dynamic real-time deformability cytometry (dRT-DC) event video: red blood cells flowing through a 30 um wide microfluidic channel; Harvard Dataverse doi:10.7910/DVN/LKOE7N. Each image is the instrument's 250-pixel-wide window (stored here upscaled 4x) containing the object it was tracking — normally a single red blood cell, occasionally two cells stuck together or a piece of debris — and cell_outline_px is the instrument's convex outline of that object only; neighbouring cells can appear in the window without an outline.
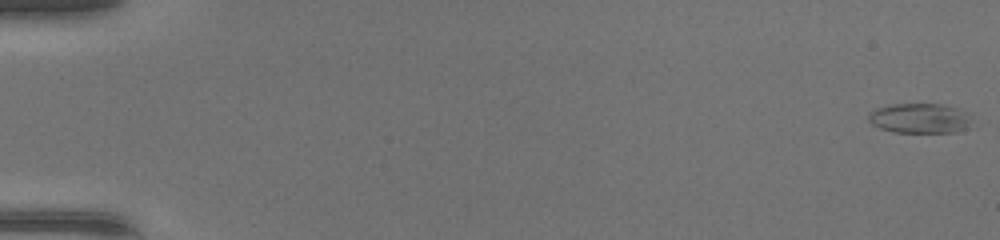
{"species": "common noctule bat (a hibernating species)", "species_latin": "Nyctalus noctula", "temperature_condition": "warm", "stored_images_in_passage": 49, "camera_frame_rate_fps": 3000, "um_per_image_px": 0.085, "animal": {"sex": "female", "body_mass_g": 17.0, "forearm_length_mm": 48.0}, "frame": {"image": 1, "passage_image": 1, "time_ms": 0.0, "image_size_px": [1000, 240], "cell_outline_px": [[968, 120], [964, 128], [956, 132], [892, 132], [880, 128], [872, 124], [868, 120], [868, 116], [876, 108], [892, 104], [944, 104], [956, 108]], "centroid_in_image_um": [78.05, 10.05], "position_along_channel_um": 7.0, "area_um2": 17.34}}
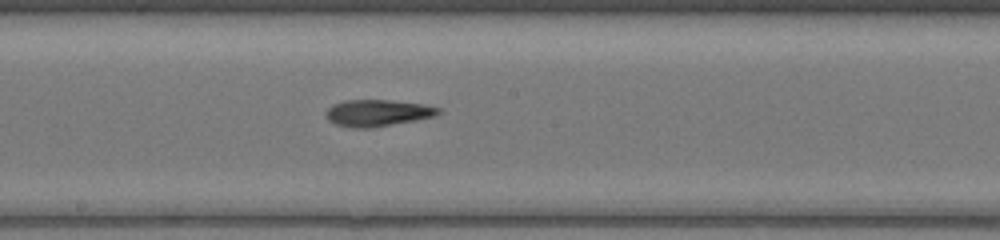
{"frame": {"image": 2, "passage_image": 28, "time_ms": 9.0, "image_size_px": [1000, 240], "cell_outline_px": [[440, 112], [436, 116], [376, 128], [352, 128], [336, 124], [328, 120], [328, 108], [332, 104], [344, 100], [388, 100], [424, 104], [440, 108]], "centroid_in_image_um": [32.12, 9.61], "position_along_channel_um": 216.1, "area_um2": 17.51}}
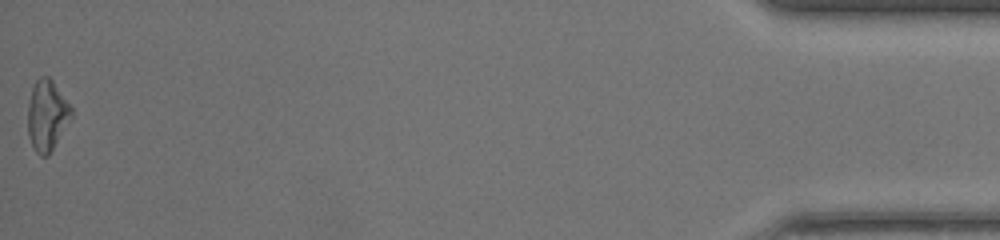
{"frame": {"image": 3, "passage_image": 49, "time_ms": 16.0, "image_size_px": [1000, 240], "cell_outline_px": [[72, 116], [48, 156], [40, 156], [36, 152], [32, 144], [28, 132], [28, 104], [32, 88], [36, 80], [40, 76], [48, 76], [52, 80], [72, 108]], "centroid_in_image_um": [3.98, 9.8], "position_along_channel_um": 431.2, "area_um2": 17.63}, "authors_computed_cell_mechanics": {"area_um2": 17.5134, "velocity_mm_per_s": 4.408, "shape_relaxation_time_tau1_ms": 6.9644, "shape_relaxation_time_tau2_ms": 4.1576, "deformation_change_tau1": 0.2065, "deformation_change_tau2": 0.1533}}